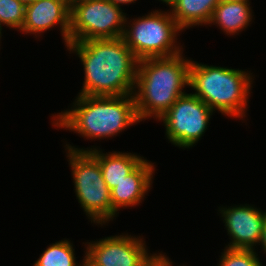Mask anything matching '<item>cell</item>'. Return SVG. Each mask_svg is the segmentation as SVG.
<instances>
[{
  "instance_id": "cell-11",
  "label": "cell",
  "mask_w": 266,
  "mask_h": 266,
  "mask_svg": "<svg viewBox=\"0 0 266 266\" xmlns=\"http://www.w3.org/2000/svg\"><path fill=\"white\" fill-rule=\"evenodd\" d=\"M55 27L60 31L66 47L70 35V3L67 0H36L26 5L21 34H33L38 40Z\"/></svg>"
},
{
  "instance_id": "cell-4",
  "label": "cell",
  "mask_w": 266,
  "mask_h": 266,
  "mask_svg": "<svg viewBox=\"0 0 266 266\" xmlns=\"http://www.w3.org/2000/svg\"><path fill=\"white\" fill-rule=\"evenodd\" d=\"M255 76L252 70L208 65L191 58L188 90H193L214 112L244 123L249 120L248 105Z\"/></svg>"
},
{
  "instance_id": "cell-14",
  "label": "cell",
  "mask_w": 266,
  "mask_h": 266,
  "mask_svg": "<svg viewBox=\"0 0 266 266\" xmlns=\"http://www.w3.org/2000/svg\"><path fill=\"white\" fill-rule=\"evenodd\" d=\"M251 2L221 1L215 7L211 21L207 25L216 26L224 35L235 37L248 29L254 22Z\"/></svg>"
},
{
  "instance_id": "cell-17",
  "label": "cell",
  "mask_w": 266,
  "mask_h": 266,
  "mask_svg": "<svg viewBox=\"0 0 266 266\" xmlns=\"http://www.w3.org/2000/svg\"><path fill=\"white\" fill-rule=\"evenodd\" d=\"M26 5L18 0H0V29L3 27L20 32L25 20Z\"/></svg>"
},
{
  "instance_id": "cell-23",
  "label": "cell",
  "mask_w": 266,
  "mask_h": 266,
  "mask_svg": "<svg viewBox=\"0 0 266 266\" xmlns=\"http://www.w3.org/2000/svg\"><path fill=\"white\" fill-rule=\"evenodd\" d=\"M157 1L161 2V4L163 3V5L166 4L167 6L166 9H168V7L173 3L174 0H157Z\"/></svg>"
},
{
  "instance_id": "cell-28",
  "label": "cell",
  "mask_w": 266,
  "mask_h": 266,
  "mask_svg": "<svg viewBox=\"0 0 266 266\" xmlns=\"http://www.w3.org/2000/svg\"><path fill=\"white\" fill-rule=\"evenodd\" d=\"M70 4L73 3L76 0H67Z\"/></svg>"
},
{
  "instance_id": "cell-27",
  "label": "cell",
  "mask_w": 266,
  "mask_h": 266,
  "mask_svg": "<svg viewBox=\"0 0 266 266\" xmlns=\"http://www.w3.org/2000/svg\"><path fill=\"white\" fill-rule=\"evenodd\" d=\"M2 34H3V33H2V30L0 29V49H1V45H2V42H1V40H2L1 38H2V36H3Z\"/></svg>"
},
{
  "instance_id": "cell-5",
  "label": "cell",
  "mask_w": 266,
  "mask_h": 266,
  "mask_svg": "<svg viewBox=\"0 0 266 266\" xmlns=\"http://www.w3.org/2000/svg\"><path fill=\"white\" fill-rule=\"evenodd\" d=\"M130 18L126 17L122 38L138 60L173 56L184 50L185 45L178 40L183 31L169 9H153Z\"/></svg>"
},
{
  "instance_id": "cell-13",
  "label": "cell",
  "mask_w": 266,
  "mask_h": 266,
  "mask_svg": "<svg viewBox=\"0 0 266 266\" xmlns=\"http://www.w3.org/2000/svg\"><path fill=\"white\" fill-rule=\"evenodd\" d=\"M66 142V143H65ZM63 148L75 151H89L99 162L103 179L109 189H113L126 178L146 157L140 156V153L110 151L106 152L100 146L78 147L65 141ZM106 152V153H105Z\"/></svg>"
},
{
  "instance_id": "cell-3",
  "label": "cell",
  "mask_w": 266,
  "mask_h": 266,
  "mask_svg": "<svg viewBox=\"0 0 266 266\" xmlns=\"http://www.w3.org/2000/svg\"><path fill=\"white\" fill-rule=\"evenodd\" d=\"M191 58L184 54L138 61L133 97L139 121L159 118L189 88Z\"/></svg>"
},
{
  "instance_id": "cell-21",
  "label": "cell",
  "mask_w": 266,
  "mask_h": 266,
  "mask_svg": "<svg viewBox=\"0 0 266 266\" xmlns=\"http://www.w3.org/2000/svg\"><path fill=\"white\" fill-rule=\"evenodd\" d=\"M110 2H112L114 5L123 7L124 5H130V4H134L137 2V0H109Z\"/></svg>"
},
{
  "instance_id": "cell-6",
  "label": "cell",
  "mask_w": 266,
  "mask_h": 266,
  "mask_svg": "<svg viewBox=\"0 0 266 266\" xmlns=\"http://www.w3.org/2000/svg\"><path fill=\"white\" fill-rule=\"evenodd\" d=\"M73 178L76 200L93 226L113 221L111 190L103 179L98 160L89 151L64 149Z\"/></svg>"
},
{
  "instance_id": "cell-16",
  "label": "cell",
  "mask_w": 266,
  "mask_h": 266,
  "mask_svg": "<svg viewBox=\"0 0 266 266\" xmlns=\"http://www.w3.org/2000/svg\"><path fill=\"white\" fill-rule=\"evenodd\" d=\"M73 242L70 239L63 238L55 243H50L43 250L39 258L32 264L33 266H79L85 260V251L83 259L76 261V251Z\"/></svg>"
},
{
  "instance_id": "cell-8",
  "label": "cell",
  "mask_w": 266,
  "mask_h": 266,
  "mask_svg": "<svg viewBox=\"0 0 266 266\" xmlns=\"http://www.w3.org/2000/svg\"><path fill=\"white\" fill-rule=\"evenodd\" d=\"M189 90L159 118L165 127V139L182 150L195 147L204 137L215 113Z\"/></svg>"
},
{
  "instance_id": "cell-9",
  "label": "cell",
  "mask_w": 266,
  "mask_h": 266,
  "mask_svg": "<svg viewBox=\"0 0 266 266\" xmlns=\"http://www.w3.org/2000/svg\"><path fill=\"white\" fill-rule=\"evenodd\" d=\"M90 266H146L159 253H151L141 234L121 233L83 242Z\"/></svg>"
},
{
  "instance_id": "cell-22",
  "label": "cell",
  "mask_w": 266,
  "mask_h": 266,
  "mask_svg": "<svg viewBox=\"0 0 266 266\" xmlns=\"http://www.w3.org/2000/svg\"><path fill=\"white\" fill-rule=\"evenodd\" d=\"M146 266H159V254Z\"/></svg>"
},
{
  "instance_id": "cell-26",
  "label": "cell",
  "mask_w": 266,
  "mask_h": 266,
  "mask_svg": "<svg viewBox=\"0 0 266 266\" xmlns=\"http://www.w3.org/2000/svg\"><path fill=\"white\" fill-rule=\"evenodd\" d=\"M79 266H90L85 260Z\"/></svg>"
},
{
  "instance_id": "cell-25",
  "label": "cell",
  "mask_w": 266,
  "mask_h": 266,
  "mask_svg": "<svg viewBox=\"0 0 266 266\" xmlns=\"http://www.w3.org/2000/svg\"><path fill=\"white\" fill-rule=\"evenodd\" d=\"M221 1H231V2H251L250 0H221Z\"/></svg>"
},
{
  "instance_id": "cell-12",
  "label": "cell",
  "mask_w": 266,
  "mask_h": 266,
  "mask_svg": "<svg viewBox=\"0 0 266 266\" xmlns=\"http://www.w3.org/2000/svg\"><path fill=\"white\" fill-rule=\"evenodd\" d=\"M155 166V162L145 158L124 180L111 189L113 221L118 217L120 210L134 209L146 200V196L153 188Z\"/></svg>"
},
{
  "instance_id": "cell-15",
  "label": "cell",
  "mask_w": 266,
  "mask_h": 266,
  "mask_svg": "<svg viewBox=\"0 0 266 266\" xmlns=\"http://www.w3.org/2000/svg\"><path fill=\"white\" fill-rule=\"evenodd\" d=\"M219 2L220 0H174L169 11L184 32L196 26L207 27Z\"/></svg>"
},
{
  "instance_id": "cell-24",
  "label": "cell",
  "mask_w": 266,
  "mask_h": 266,
  "mask_svg": "<svg viewBox=\"0 0 266 266\" xmlns=\"http://www.w3.org/2000/svg\"><path fill=\"white\" fill-rule=\"evenodd\" d=\"M20 2H22L23 4L27 5V4H30V3H33L35 2L36 0H18Z\"/></svg>"
},
{
  "instance_id": "cell-19",
  "label": "cell",
  "mask_w": 266,
  "mask_h": 266,
  "mask_svg": "<svg viewBox=\"0 0 266 266\" xmlns=\"http://www.w3.org/2000/svg\"><path fill=\"white\" fill-rule=\"evenodd\" d=\"M166 253L163 251H160L159 252V266H175L173 261H171V258L169 256H167V254L165 255ZM179 266H184L183 264L179 265ZM185 266H187L185 264Z\"/></svg>"
},
{
  "instance_id": "cell-7",
  "label": "cell",
  "mask_w": 266,
  "mask_h": 266,
  "mask_svg": "<svg viewBox=\"0 0 266 266\" xmlns=\"http://www.w3.org/2000/svg\"><path fill=\"white\" fill-rule=\"evenodd\" d=\"M125 9L109 0H76L70 4V42L123 36Z\"/></svg>"
},
{
  "instance_id": "cell-20",
  "label": "cell",
  "mask_w": 266,
  "mask_h": 266,
  "mask_svg": "<svg viewBox=\"0 0 266 266\" xmlns=\"http://www.w3.org/2000/svg\"><path fill=\"white\" fill-rule=\"evenodd\" d=\"M258 246H260L259 247L260 249H256V251H258V250H261V251H259L257 253H261L263 251V254L264 253L266 254V220H265V223L263 226L262 236H261V240H260V243Z\"/></svg>"
},
{
  "instance_id": "cell-2",
  "label": "cell",
  "mask_w": 266,
  "mask_h": 266,
  "mask_svg": "<svg viewBox=\"0 0 266 266\" xmlns=\"http://www.w3.org/2000/svg\"><path fill=\"white\" fill-rule=\"evenodd\" d=\"M75 97L69 109L50 116L55 129L74 132L84 141L101 142L140 123L133 95Z\"/></svg>"
},
{
  "instance_id": "cell-10",
  "label": "cell",
  "mask_w": 266,
  "mask_h": 266,
  "mask_svg": "<svg viewBox=\"0 0 266 266\" xmlns=\"http://www.w3.org/2000/svg\"><path fill=\"white\" fill-rule=\"evenodd\" d=\"M217 211L230 239L225 248L258 249L266 220V210L263 211L254 204L245 203L231 206L221 205Z\"/></svg>"
},
{
  "instance_id": "cell-18",
  "label": "cell",
  "mask_w": 266,
  "mask_h": 266,
  "mask_svg": "<svg viewBox=\"0 0 266 266\" xmlns=\"http://www.w3.org/2000/svg\"><path fill=\"white\" fill-rule=\"evenodd\" d=\"M215 266H264L256 250L222 249Z\"/></svg>"
},
{
  "instance_id": "cell-1",
  "label": "cell",
  "mask_w": 266,
  "mask_h": 266,
  "mask_svg": "<svg viewBox=\"0 0 266 266\" xmlns=\"http://www.w3.org/2000/svg\"><path fill=\"white\" fill-rule=\"evenodd\" d=\"M64 48L83 67V86L77 95H133L139 60L122 37L70 42Z\"/></svg>"
}]
</instances>
